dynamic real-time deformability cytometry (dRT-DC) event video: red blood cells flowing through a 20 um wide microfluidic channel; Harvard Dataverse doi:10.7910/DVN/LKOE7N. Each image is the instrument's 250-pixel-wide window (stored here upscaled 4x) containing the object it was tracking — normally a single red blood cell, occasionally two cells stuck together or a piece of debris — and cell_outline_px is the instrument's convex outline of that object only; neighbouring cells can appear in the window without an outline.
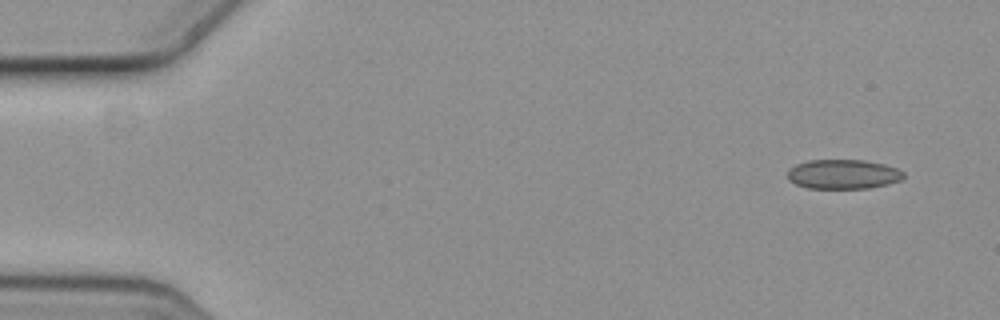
{"species": "common noctule bat (a hibernating species)", "species_latin": "Nyctalus noctula", "temperature_condition": "cold", "stored_images_in_passage": 6, "camera_frame_rate_fps": 3000, "um_per_image_px": 0.085, "animal": {"sex": "female", "body_mass_g": 19.3, "forearm_length_mm": 54.1}, "frame": {"image": 1, "passage_image": 1, "time_ms": 0.0, "image_size_px": [1000, 320], "cell_outline_px": [[904, 176], [900, 180], [888, 184], [868, 188], [808, 188], [796, 184], [788, 180], [788, 168], [796, 164], [808, 160], [864, 160], [884, 164], [896, 168], [904, 172]], "centroid_in_image_um": [71.65, 14.8], "position_along_channel_um": 13.4, "area_um2": 19.94}}
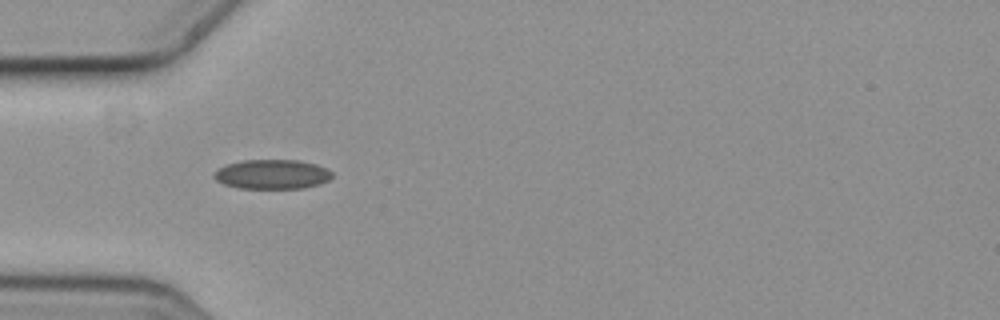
{"frame": {"image": 2, "passage_image": 5, "time_ms": 1.333, "image_size_px": [1000, 320], "cell_outline_px": [[332, 176], [328, 180], [320, 184], [304, 188], [240, 188], [224, 184], [216, 180], [212, 176], [212, 172], [228, 164], [240, 160], [296, 160], [316, 164], [332, 172]], "centroid_in_image_um": [23.1, 14.81], "position_along_channel_um": 61.9, "area_um2": 20.23}}
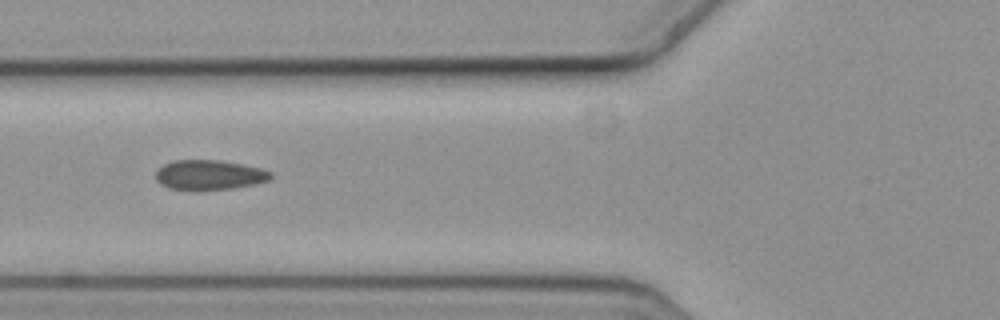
{"frame": {"image": 3, "passage_image": 6, "time_ms": 1.667, "image_size_px": [1000, 320], "cell_outline_px": [[272, 176], [268, 180], [256, 184], [232, 188], [196, 192], [168, 188], [160, 184], [156, 180], [156, 172], [164, 164], [172, 160], [220, 160], [244, 164], [260, 168], [272, 172]], "centroid_in_image_um": [17.77, 14.89], "position_along_channel_um": 108.0, "area_um2": 20.46}}